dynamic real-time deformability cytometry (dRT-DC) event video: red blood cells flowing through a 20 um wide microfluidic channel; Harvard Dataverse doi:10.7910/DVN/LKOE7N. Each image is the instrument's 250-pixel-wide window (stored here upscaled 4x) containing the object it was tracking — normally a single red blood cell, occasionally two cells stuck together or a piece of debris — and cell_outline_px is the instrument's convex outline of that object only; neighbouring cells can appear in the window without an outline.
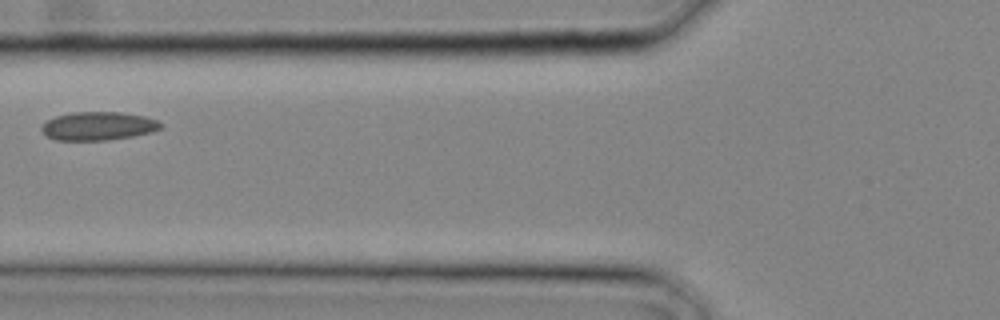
{"species": "common noctule bat (a hibernating species)", "species_latin": "Nyctalus noctula", "temperature_condition": "cold", "stored_images_in_passage": 4, "camera_frame_rate_fps": 3000, "um_per_image_px": 0.085, "animal": {"sex": "male", "body_mass_g": 20.4}, "frame": {"image": 1, "passage_image": 4, "time_ms": 1.0, "image_size_px": [1000, 320], "cell_outline_px": [[164, 124], [160, 128], [152, 132], [132, 136], [104, 140], [56, 140], [48, 136], [40, 128], [48, 120], [56, 116], [72, 112], [120, 112], [144, 116], [156, 120]], "centroid_in_image_um": [8.37, 10.7], "position_along_channel_um": 117.4, "area_um2": 19.54}}